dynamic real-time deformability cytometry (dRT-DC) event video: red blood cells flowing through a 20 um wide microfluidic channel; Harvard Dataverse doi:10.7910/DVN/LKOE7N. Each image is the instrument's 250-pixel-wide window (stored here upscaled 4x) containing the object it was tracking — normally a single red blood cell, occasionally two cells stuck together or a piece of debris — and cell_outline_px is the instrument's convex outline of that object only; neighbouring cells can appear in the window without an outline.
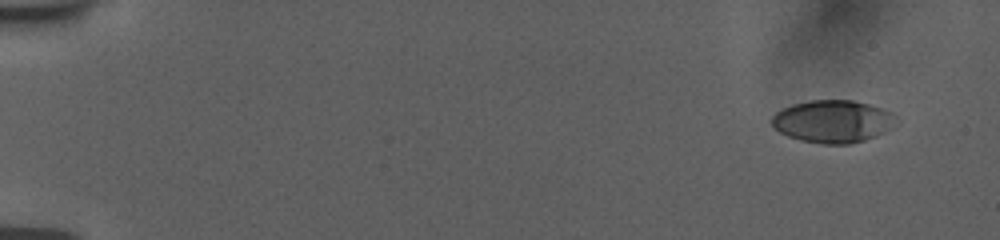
{"species": "human", "species_latin": "Homo sapiens", "temperature_condition": "room temperature", "stored_images_in_passage": 53, "camera_frame_rate_fps": 3000, "um_per_image_px": 0.085, "donor": {"sex": "female"}, "frame": {"image": 1, "passage_image": 1, "time_ms": 0.0, "image_size_px": [1000, 240], "cell_outline_px": [[900, 124], [876, 136], [864, 140], [848, 144], [820, 144], [800, 140], [788, 136], [780, 132], [772, 124], [772, 116], [776, 112], [792, 104], [812, 100], [852, 100], [868, 104], [880, 108], [896, 116], [900, 120]], "centroid_in_image_um": [70.83, 10.32], "position_along_channel_um": 14.2, "area_um2": 30.92}}
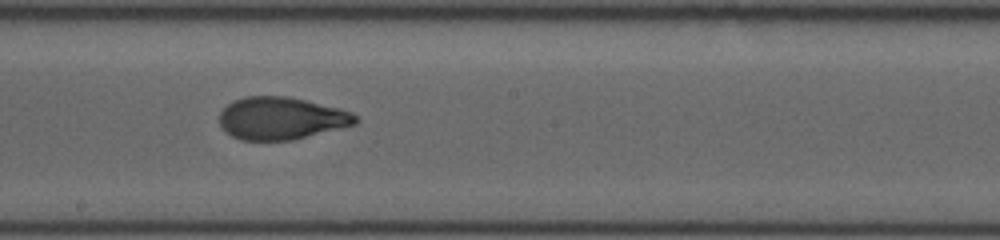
{"frame": {"image": 2, "passage_image": 30, "time_ms": 9.667, "image_size_px": [1000, 240], "cell_outline_px": [[360, 120], [356, 124], [292, 140], [240, 140], [224, 132], [220, 124], [220, 112], [228, 104], [244, 96], [288, 96], [340, 108], [352, 112], [360, 116]], "centroid_in_image_um": [23.93, 10.05], "position_along_channel_um": 224.3, "area_um2": 33.81}}
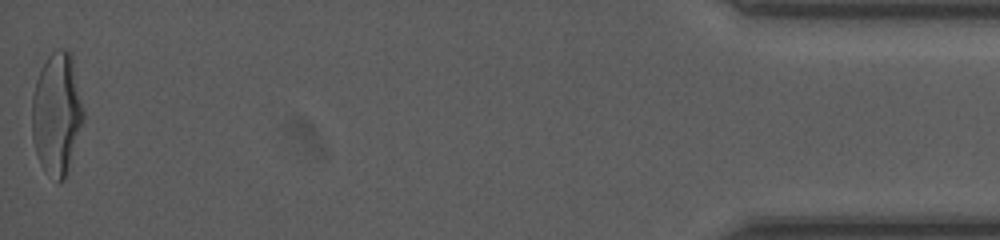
{"frame": {"image": 3, "passage_image": 53, "time_ms": 17.333, "image_size_px": [1000, 240], "cell_outline_px": [[84, 120], [64, 180], [60, 184], [40, 164], [36, 152], [32, 136], [32, 96], [36, 80], [40, 68], [48, 56], [56, 48], [68, 48], [72, 56], [84, 112]], "centroid_in_image_um": [4.82, 9.62], "position_along_channel_um": 430.4, "area_um2": 36.59}, "authors_computed_cell_mechanics": {"area_um2": 33.6974, "velocity_mm_per_s": 3.7753, "shape_relaxation_time_tau1_ms": 4.9584, "shape_relaxation_time_tau2_ms": 0.9687, "deformation_change_tau1": 0.2031, "deformation_change_tau2": 0.0721}}